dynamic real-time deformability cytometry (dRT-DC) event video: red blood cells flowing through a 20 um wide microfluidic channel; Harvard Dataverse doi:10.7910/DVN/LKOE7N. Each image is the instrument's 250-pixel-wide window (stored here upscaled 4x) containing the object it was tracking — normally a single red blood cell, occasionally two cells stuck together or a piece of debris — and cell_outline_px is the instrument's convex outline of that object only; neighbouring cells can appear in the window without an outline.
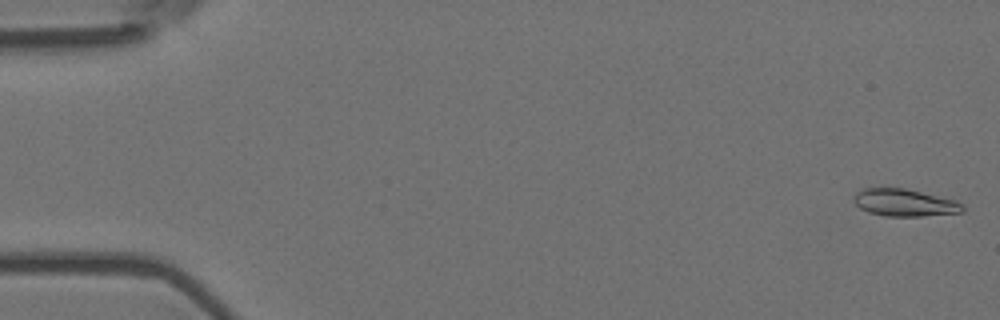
{"species": "Egyptian fruit bat (a non-hibernating species)", "species_latin": "Rousettus aegyptiacus", "temperature_condition": "room temperature", "stored_images_in_passage": 5, "camera_frame_rate_fps": 3000, "um_per_image_px": 0.085, "animal": {"sex": "female"}, "frame": {"image": 1, "passage_image": 1, "time_ms": 0.0, "image_size_px": [1000, 320], "cell_outline_px": [[964, 212], [924, 216], [884, 216], [868, 212], [860, 208], [852, 200], [852, 196], [860, 188], [904, 188], [956, 200], [964, 204]], "centroid_in_image_um": [76.87, 17.23], "position_along_channel_um": 8.1, "area_um2": 17.51}}
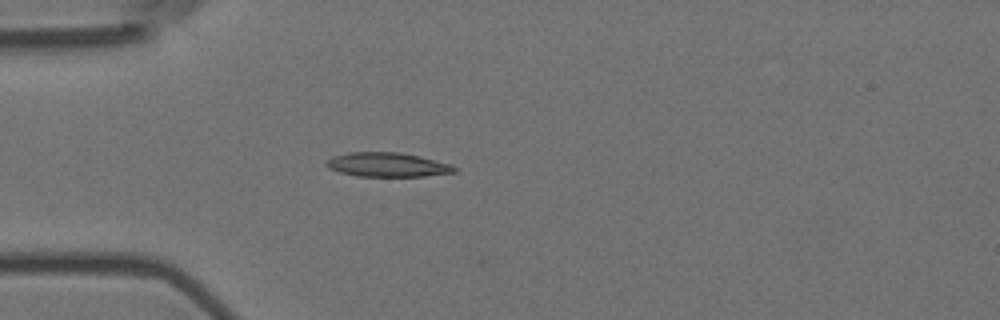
{"frame": {"image": 2, "passage_image": 5, "time_ms": 1.333, "image_size_px": [1000, 320], "cell_outline_px": [[460, 168], [456, 172], [424, 176], [356, 176], [340, 172], [328, 168], [324, 164], [332, 156], [348, 152], [400, 152], [452, 164]], "centroid_in_image_um": [32.94, 14.0], "position_along_channel_um": 52.1, "area_um2": 18.15}}